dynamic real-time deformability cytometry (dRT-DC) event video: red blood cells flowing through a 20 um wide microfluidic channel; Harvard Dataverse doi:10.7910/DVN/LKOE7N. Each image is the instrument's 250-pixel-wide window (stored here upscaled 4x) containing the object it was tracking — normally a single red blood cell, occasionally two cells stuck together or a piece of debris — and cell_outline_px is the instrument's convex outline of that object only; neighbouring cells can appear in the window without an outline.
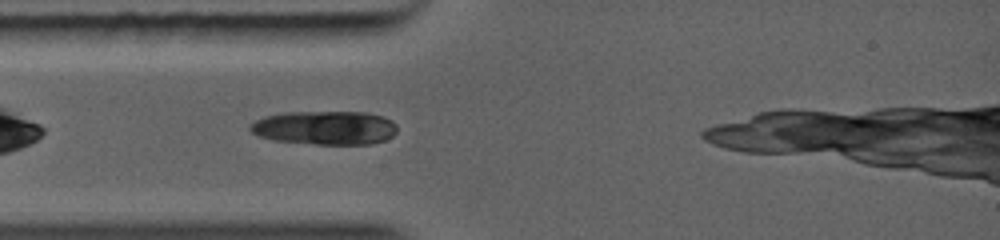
{"species": "common noctule bat (a hibernating species)", "species_latin": "Nyctalus noctula", "temperature_condition": "warm", "stored_images_in_passage": 36, "camera_frame_rate_fps": 5000, "um_per_image_px": 0.085, "animal": {"sex": "female", "body_mass_g": 19.0, "forearm_length_mm": 56.7}, "frame": {"image": 1, "passage_image": 3, "time_ms": 1.0, "image_size_px": [1000, 240], "cell_outline_px": [[396, 132], [392, 136], [384, 140], [372, 144], [316, 144], [272, 140], [260, 136], [252, 132], [248, 128], [256, 120], [264, 116], [284, 112], [368, 112], [384, 116], [392, 120], [396, 124]], "centroid_in_image_um": [27.64, 10.85], "position_along_channel_um": 57.4, "area_um2": 29.07}}
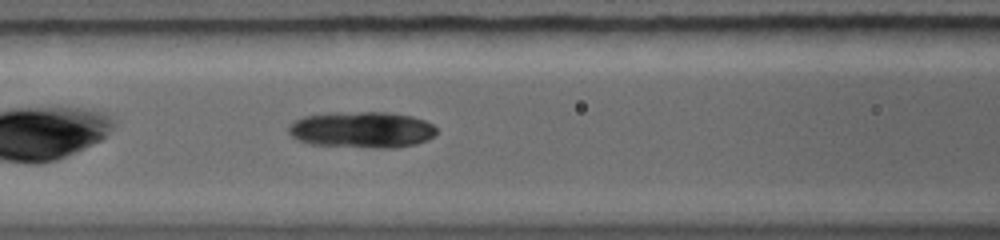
{"frame": {"image": 2, "passage_image": 10, "time_ms": 2.6, "image_size_px": [1000, 240], "cell_outline_px": [[436, 132], [428, 140], [416, 144], [396, 148], [364, 148], [308, 144], [296, 140], [288, 132], [288, 124], [304, 116], [336, 112], [388, 112], [412, 116], [424, 120], [432, 124], [436, 128]], "centroid_in_image_um": [30.74, 11.04], "position_along_channel_um": 135.9, "area_um2": 31.73}}
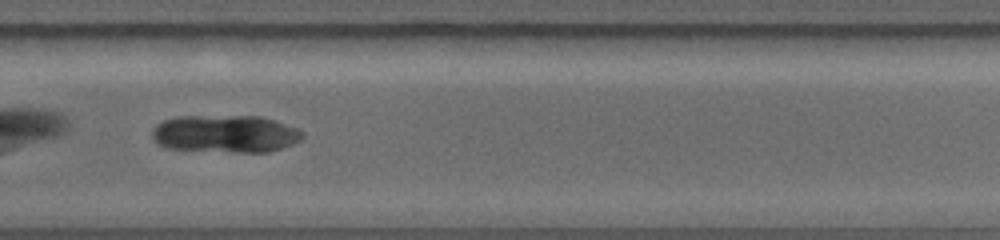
{"frame": {"image": 3, "passage_image": 28, "time_ms": 6.2, "image_size_px": [1000, 240], "cell_outline_px": [[304, 136], [300, 140], [292, 144], [268, 152], [236, 152], [164, 148], [156, 144], [152, 136], [152, 128], [156, 124], [164, 120], [176, 116], [260, 116], [276, 120], [300, 128], [304, 132]], "centroid_in_image_um": [19.16, 11.36], "position_along_channel_um": 310.6, "area_um2": 33.29}}